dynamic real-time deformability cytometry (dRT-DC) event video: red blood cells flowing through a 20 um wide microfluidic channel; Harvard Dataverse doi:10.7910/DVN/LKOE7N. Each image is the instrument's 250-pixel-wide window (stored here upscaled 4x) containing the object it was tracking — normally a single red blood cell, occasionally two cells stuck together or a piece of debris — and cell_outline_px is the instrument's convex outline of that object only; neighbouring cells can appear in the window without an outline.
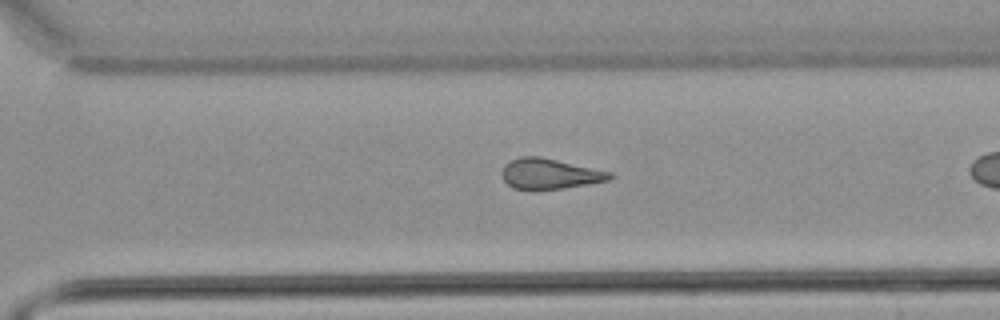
{"species": "common noctule bat (a hibernating species)", "species_latin": "Nyctalus noctula", "temperature_condition": "warm", "stored_images_in_passage": 27, "camera_frame_rate_fps": 3000, "um_per_image_px": 0.085, "animal": {"sex": "male", "body_mass_g": 21.5, "forearm_length_mm": 52.0}, "frame": {"image": 1, "passage_image": 23, "time_ms": 7.333, "image_size_px": [1000, 320], "cell_outline_px": [[616, 176], [608, 180], [588, 184], [560, 188], [512, 188], [504, 180], [500, 172], [504, 164], [520, 156], [540, 156], [612, 172]], "centroid_in_image_um": [46.73, 14.74], "position_along_channel_um": 323.9, "area_um2": 18.9}}